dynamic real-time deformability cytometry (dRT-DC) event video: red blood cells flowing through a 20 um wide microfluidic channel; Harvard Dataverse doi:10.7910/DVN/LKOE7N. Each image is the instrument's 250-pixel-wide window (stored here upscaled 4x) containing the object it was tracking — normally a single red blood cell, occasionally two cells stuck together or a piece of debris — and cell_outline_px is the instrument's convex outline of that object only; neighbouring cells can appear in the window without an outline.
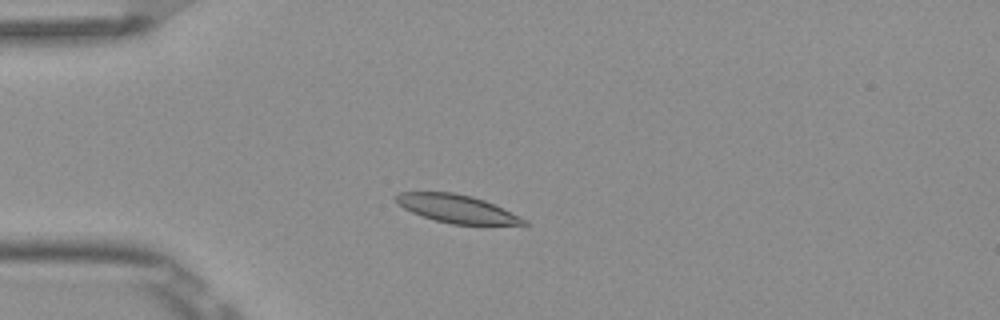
{"species": "Egyptian fruit bat (a non-hibernating species)", "species_latin": "Rousettus aegyptiacus", "temperature_condition": "room temperature", "stored_images_in_passage": 6, "camera_frame_rate_fps": 3000, "um_per_image_px": 0.085, "frame": {"image": 1, "passage_image": 4, "time_ms": 1.0, "image_size_px": [1000, 320], "cell_outline_px": [[532, 224], [452, 224], [436, 220], [412, 212], [396, 204], [396, 196], [400, 192], [452, 192], [472, 196], [484, 200], [528, 220]], "centroid_in_image_um": [38.82, 17.74], "position_along_channel_um": 46.2, "area_um2": 20.52}}
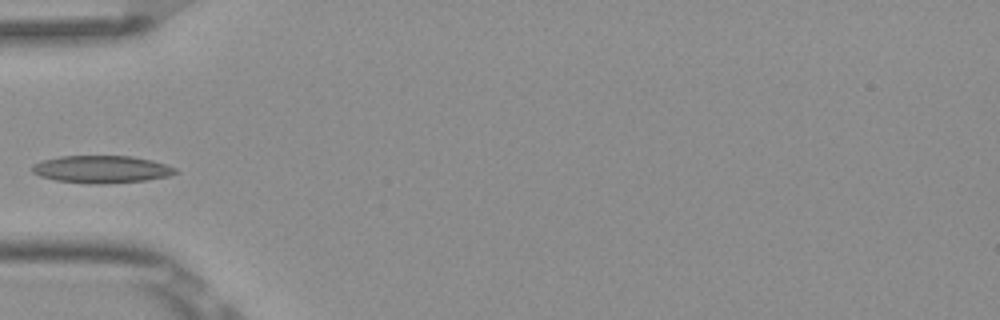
{"frame": {"image": 2, "passage_image": 5, "time_ms": 1.333, "image_size_px": [1000, 320], "cell_outline_px": [[180, 172], [168, 176], [144, 180], [100, 184], [92, 184], [56, 180], [40, 176], [32, 172], [32, 164], [40, 160], [60, 156], [132, 156], [152, 160], [176, 168]], "centroid_in_image_um": [8.61, 14.38], "position_along_channel_um": 76.4, "area_um2": 22.89}}
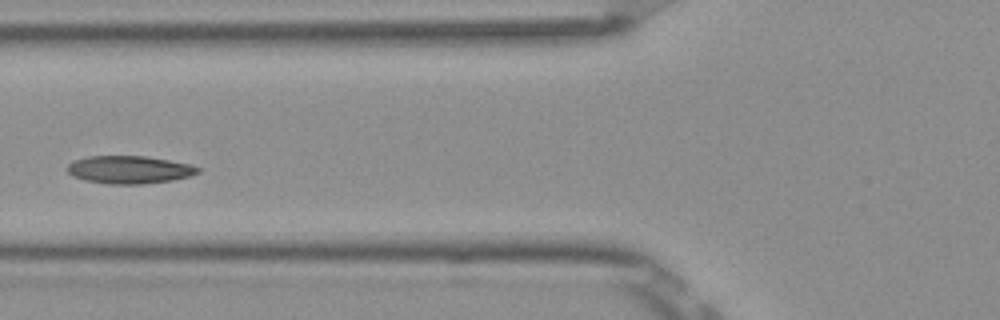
{"frame": {"image": 3, "passage_image": 6, "time_ms": 1.667, "image_size_px": [1000, 320], "cell_outline_px": [[200, 172], [188, 176], [172, 180], [140, 184], [108, 184], [84, 180], [72, 176], [68, 172], [68, 164], [76, 160], [88, 156], [144, 156], [192, 164], [200, 168]], "centroid_in_image_um": [10.99, 14.42], "position_along_channel_um": 114.8, "area_um2": 21.04}}